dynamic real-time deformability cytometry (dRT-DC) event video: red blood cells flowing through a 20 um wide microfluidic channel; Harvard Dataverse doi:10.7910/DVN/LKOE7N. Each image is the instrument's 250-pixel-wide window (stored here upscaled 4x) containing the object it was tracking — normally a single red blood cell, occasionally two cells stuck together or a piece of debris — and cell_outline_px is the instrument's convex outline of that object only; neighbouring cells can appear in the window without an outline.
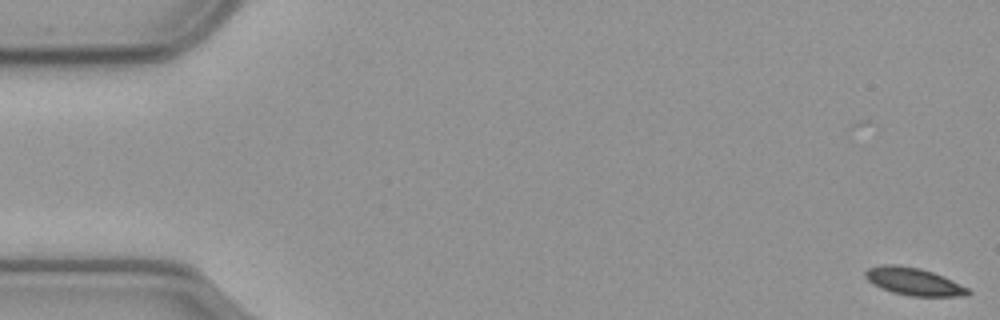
{"species": "common noctule bat (a hibernating species)", "species_latin": "Nyctalus noctula", "temperature_condition": "cold", "stored_images_in_passage": 58, "camera_frame_rate_fps": 3000, "um_per_image_px": 0.085, "animal": {"sex": "male", "body_mass_g": 23.1, "forearm_length_mm": 52.7}, "frame": {"image": 1, "passage_image": 1, "time_ms": 0.0, "image_size_px": [1000, 320], "cell_outline_px": [[972, 292], [968, 296], [908, 296], [892, 292], [880, 288], [872, 284], [864, 276], [864, 272], [868, 268], [884, 264], [896, 264], [920, 268], [932, 272], [952, 280], [968, 288]], "centroid_in_image_um": [77.65, 23.93], "position_along_channel_um": 7.4, "area_um2": 16.59}}
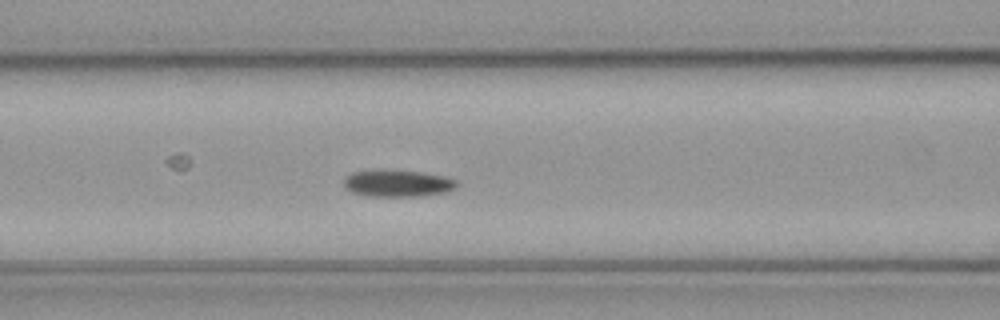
{"frame": {"image": 2, "passage_image": 24, "time_ms": 7.667, "image_size_px": [1000, 320], "cell_outline_px": [[456, 188], [448, 192], [420, 196], [372, 196], [352, 192], [344, 188], [344, 176], [352, 172], [376, 168], [384, 168], [420, 172], [444, 176], [456, 180]], "centroid_in_image_um": [33.75, 15.55], "position_along_channel_um": 132.9, "area_um2": 18.15}}
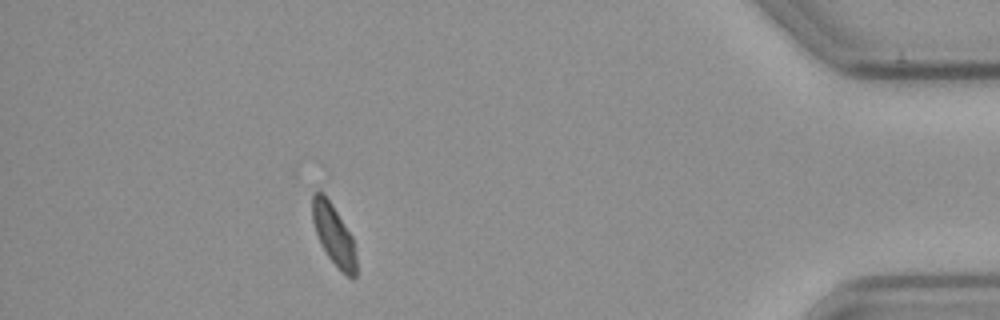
{"frame": {"image": 3, "passage_image": 52, "time_ms": 17.0, "image_size_px": [1000, 320], "cell_outline_px": [[356, 276], [352, 280], [328, 256], [320, 244], [312, 220], [312, 196], [316, 192], [324, 192], [332, 204], [352, 236], [356, 248]], "centroid_in_image_um": [28.37, 19.94], "position_along_channel_um": 406.8, "area_um2": 15.43}}